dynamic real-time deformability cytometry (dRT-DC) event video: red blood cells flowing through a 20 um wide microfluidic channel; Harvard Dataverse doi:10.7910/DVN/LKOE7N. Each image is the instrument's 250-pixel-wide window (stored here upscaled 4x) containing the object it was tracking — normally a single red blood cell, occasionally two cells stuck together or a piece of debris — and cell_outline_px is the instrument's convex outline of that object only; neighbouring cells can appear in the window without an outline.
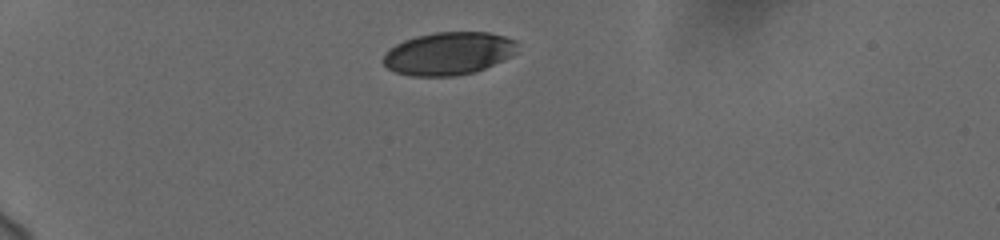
{"species": "human", "species_latin": "Homo sapiens", "temperature_condition": "cold", "stored_images_in_passage": 36, "camera_frame_rate_fps": 3000, "um_per_image_px": 0.085, "donor": {"sex": "female"}, "frame": {"image": 1, "passage_image": 1, "time_ms": 0.0, "image_size_px": [1000, 240], "cell_outline_px": [[516, 52], [512, 56], [476, 72], [456, 76], [412, 76], [396, 72], [388, 68], [380, 60], [384, 52], [388, 48], [404, 40], [416, 36], [436, 32], [488, 32], [504, 36], [516, 40]], "centroid_in_image_um": [38.09, 4.55], "position_along_channel_um": 46.9, "area_um2": 33.76}}
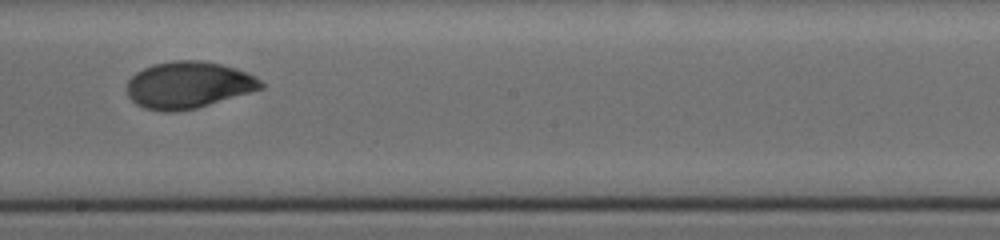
{"frame": {"image": 2, "passage_image": 20, "time_ms": 6.333, "image_size_px": [1000, 240], "cell_outline_px": [[264, 88], [196, 108], [168, 112], [164, 112], [144, 108], [136, 104], [128, 96], [128, 80], [136, 72], [152, 64], [172, 60], [200, 60], [220, 64], [236, 68], [248, 72], [260, 80], [264, 84]], "centroid_in_image_um": [16.01, 7.21], "position_along_channel_um": 232.2, "area_um2": 36.47}}
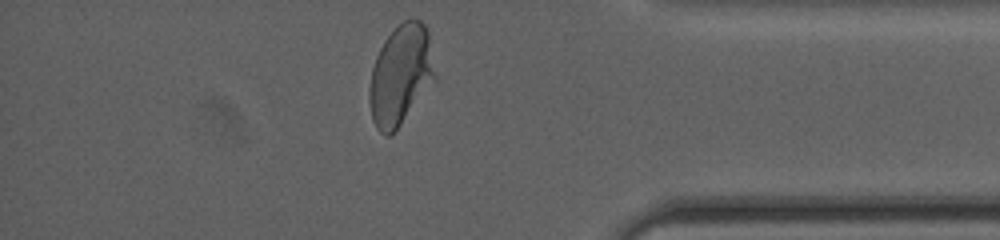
{"frame": {"image": 3, "passage_image": 35, "time_ms": 11.333, "image_size_px": [1000, 240], "cell_outline_px": [[436, 80], [400, 124], [388, 136], [384, 136], [376, 128], [372, 120], [368, 100], [368, 88], [372, 68], [376, 56], [384, 40], [404, 20], [420, 20], [424, 24], [428, 32]], "centroid_in_image_um": [34.03, 6.4], "position_along_channel_um": 401.2, "area_um2": 37.97}, "authors_computed_cell_mechanics": {"area_um2": 36.3851, "velocity_mm_per_s": 3.6957, "shape_relaxation_time_tau1_ms": 3.6251, "shape_relaxation_time_tau2_ms": null, "deformation_change_tau1": 0.1347, "deformation_change_tau2": null}}